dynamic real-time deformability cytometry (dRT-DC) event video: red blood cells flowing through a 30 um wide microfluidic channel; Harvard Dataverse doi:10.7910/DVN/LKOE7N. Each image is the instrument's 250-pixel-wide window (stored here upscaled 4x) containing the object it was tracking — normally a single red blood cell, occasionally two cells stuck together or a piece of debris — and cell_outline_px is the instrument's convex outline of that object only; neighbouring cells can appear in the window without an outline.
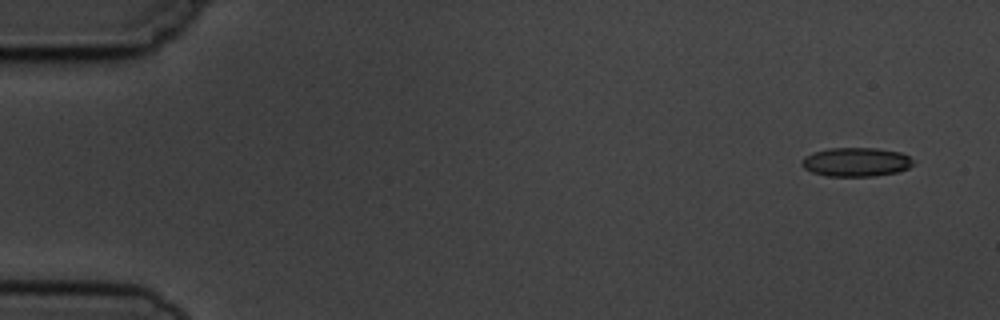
{"species": "common noctule bat (a hibernating species)", "species_latin": "Nyctalus noctula", "temperature_condition": "cold", "stored_images_in_passage": 5, "camera_frame_rate_fps": 3000, "um_per_image_px": 0.085, "animal": {"sex": "male", "body_mass_g": 19.5, "forearm_length_mm": 54.6}, "frame": {"image": 1, "passage_image": 1, "time_ms": 0.0, "image_size_px": [1000, 320], "cell_outline_px": [[916, 164], [908, 168], [896, 172], [872, 176], [824, 176], [812, 172], [804, 168], [800, 164], [800, 160], [804, 156], [812, 152], [828, 148], [876, 148], [900, 152], [916, 160]], "centroid_in_image_um": [72.75, 13.76], "position_along_channel_um": 12.2, "area_um2": 19.07}}
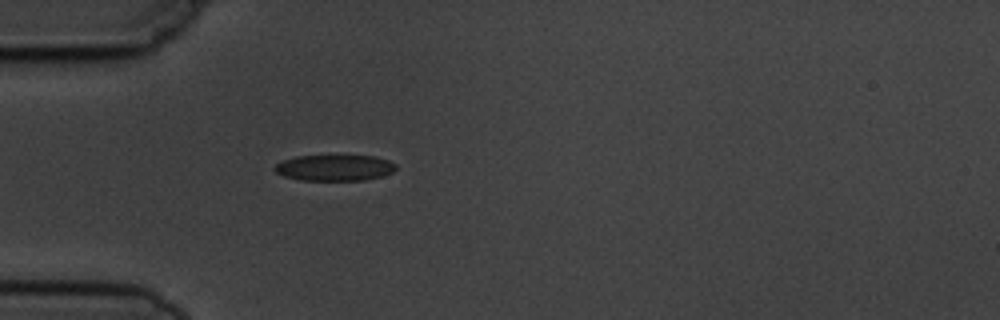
{"frame": {"image": 2, "passage_image": 5, "time_ms": 4.333, "image_size_px": [1000, 320], "cell_outline_px": [[396, 168], [392, 172], [380, 176], [364, 180], [300, 180], [284, 176], [276, 172], [272, 168], [276, 164], [284, 160], [296, 156], [376, 156], [388, 160], [396, 164]], "centroid_in_image_um": [28.43, 14.26], "position_along_channel_um": 56.6, "area_um2": 18.26}}